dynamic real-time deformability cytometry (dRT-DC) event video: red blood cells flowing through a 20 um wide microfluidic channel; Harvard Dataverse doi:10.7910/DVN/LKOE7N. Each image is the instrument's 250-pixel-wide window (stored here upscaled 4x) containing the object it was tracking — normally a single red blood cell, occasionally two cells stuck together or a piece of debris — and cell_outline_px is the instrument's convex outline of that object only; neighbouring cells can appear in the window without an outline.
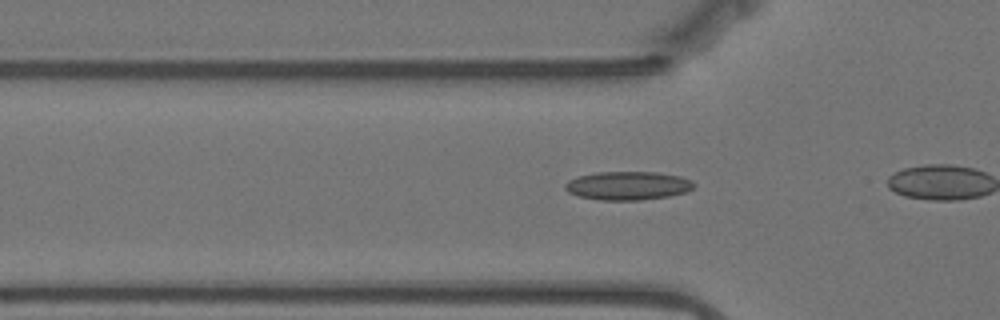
{"species": "Egyptian fruit bat (a non-hibernating species)", "species_latin": "Rousettus aegyptiacus", "temperature_condition": "warm", "stored_images_in_passage": 31, "camera_frame_rate_fps": 3000, "um_per_image_px": 0.085, "animal": {"sex": "female"}, "frame": {"image": 1, "passage_image": 5, "time_ms": 1.333, "image_size_px": [1000, 320], "cell_outline_px": [[696, 184], [692, 188], [684, 192], [668, 196], [640, 200], [600, 200], [580, 196], [568, 192], [564, 188], [564, 184], [568, 180], [580, 176], [596, 172], [656, 172], [680, 176], [692, 180]], "centroid_in_image_um": [53.36, 15.78], "position_along_channel_um": 72.4, "area_um2": 21.33}}
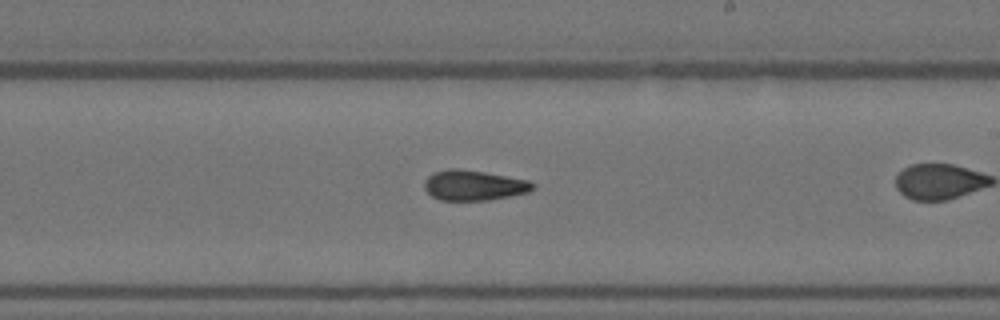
{"frame": {"image": 2, "passage_image": 20, "time_ms": 6.333, "image_size_px": [1000, 320], "cell_outline_px": [[536, 184], [528, 192], [488, 200], [440, 200], [432, 196], [424, 188], [424, 180], [432, 172], [448, 168], [460, 168], [484, 172], [528, 180]], "centroid_in_image_um": [40.23, 15.74], "position_along_channel_um": 248.8, "area_um2": 19.07}}
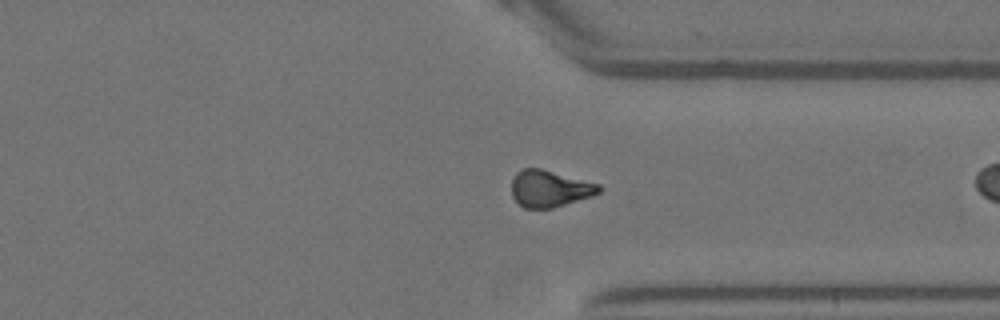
{"frame": {"image": 3, "passage_image": 30, "time_ms": 9.667, "image_size_px": [1000, 320], "cell_outline_px": [[604, 188], [600, 192], [592, 196], [552, 208], [524, 208], [512, 196], [512, 180], [516, 172], [524, 168], [540, 168], [600, 184]], "centroid_in_image_um": [46.74, 16.03], "position_along_channel_um": 364.7, "area_um2": 18.67}}